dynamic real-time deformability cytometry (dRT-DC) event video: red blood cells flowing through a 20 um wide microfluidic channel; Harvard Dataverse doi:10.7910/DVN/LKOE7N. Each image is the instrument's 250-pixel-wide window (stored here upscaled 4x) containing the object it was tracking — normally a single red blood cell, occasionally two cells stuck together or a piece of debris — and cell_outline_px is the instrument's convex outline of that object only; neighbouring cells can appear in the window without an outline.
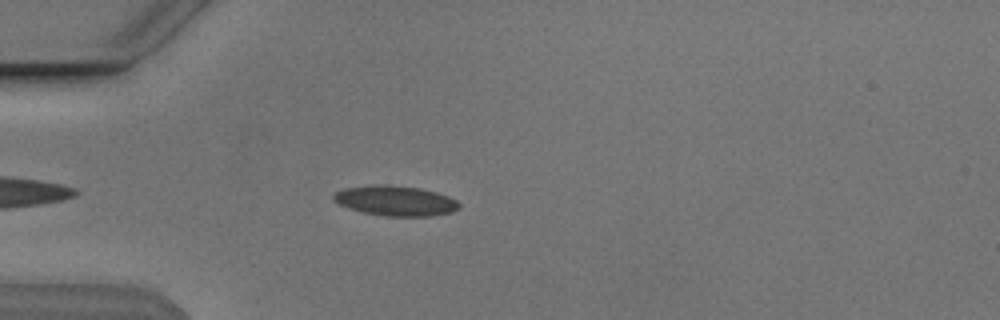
{"species": "Egyptian fruit bat (a non-hibernating species)", "species_latin": "Rousettus aegyptiacus", "temperature_condition": "cold", "stored_images_in_passage": 43, "camera_frame_rate_fps": 3000, "um_per_image_px": 0.085, "animal": {"sex": "male"}, "frame": {"image": 1, "passage_image": 5, "time_ms": 1.333, "image_size_px": [1000, 320], "cell_outline_px": [[460, 208], [452, 212], [432, 216], [384, 216], [364, 212], [348, 208], [332, 200], [332, 196], [336, 192], [344, 188], [372, 184], [380, 184], [420, 188], [436, 192], [448, 196], [456, 200], [460, 204]], "centroid_in_image_um": [33.61, 17.06], "position_along_channel_um": 51.4, "area_um2": 22.08}}
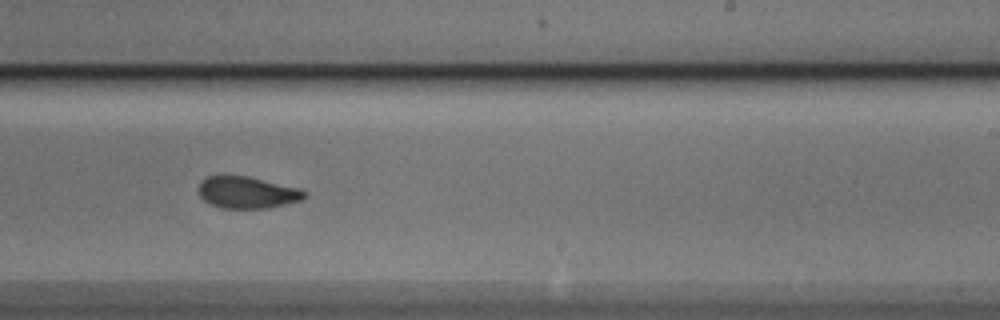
{"frame": {"image": 2, "passage_image": 23, "time_ms": 7.333, "image_size_px": [1000, 320], "cell_outline_px": [[308, 196], [300, 200], [268, 208], [220, 208], [204, 200], [200, 196], [196, 188], [200, 180], [208, 176], [248, 176], [296, 188], [308, 192]], "centroid_in_image_um": [20.96, 16.36], "position_along_channel_um": 268.0, "area_um2": 19.54}}
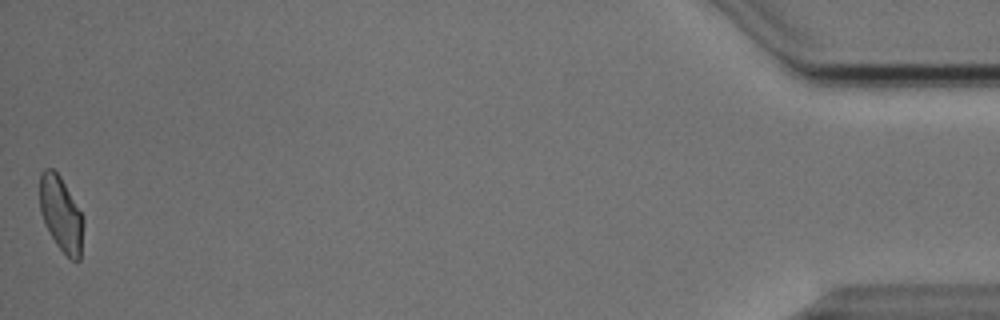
{"frame": {"image": 3, "passage_image": 43, "time_ms": 14.0, "image_size_px": [1000, 320], "cell_outline_px": [[84, 220], [80, 260], [72, 260], [56, 244], [44, 224], [40, 212], [40, 172], [44, 168], [52, 168], [60, 176], [84, 216]], "centroid_in_image_um": [5.19, 18.18], "position_along_channel_um": 430.0, "area_um2": 19.13}, "authors_computed_cell_mechanics": {"area_um2": 20.1144, "velocity_mm_per_s": 3.8293, "shape_relaxation_time_tau1_ms": 4.1413, "shape_relaxation_time_tau2_ms": 1.6305, "deformation_change_tau1": 0.1171, "deformation_change_tau2": 0.0622}}